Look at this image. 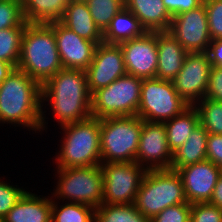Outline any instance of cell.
<instances>
[{
    "label": "cell",
    "mask_w": 222,
    "mask_h": 222,
    "mask_svg": "<svg viewBox=\"0 0 222 222\" xmlns=\"http://www.w3.org/2000/svg\"><path fill=\"white\" fill-rule=\"evenodd\" d=\"M91 95L84 70L68 68L59 70L41 86L40 134L47 129L48 120L46 121L45 109L48 105L52 111L50 115H54L52 118L57 120V125L60 127L92 116Z\"/></svg>",
    "instance_id": "1"
},
{
    "label": "cell",
    "mask_w": 222,
    "mask_h": 222,
    "mask_svg": "<svg viewBox=\"0 0 222 222\" xmlns=\"http://www.w3.org/2000/svg\"><path fill=\"white\" fill-rule=\"evenodd\" d=\"M41 85L15 68L0 85V124L40 132L42 118Z\"/></svg>",
    "instance_id": "2"
},
{
    "label": "cell",
    "mask_w": 222,
    "mask_h": 222,
    "mask_svg": "<svg viewBox=\"0 0 222 222\" xmlns=\"http://www.w3.org/2000/svg\"><path fill=\"white\" fill-rule=\"evenodd\" d=\"M16 68L24 71L41 86L63 69L54 30L48 24L26 25Z\"/></svg>",
    "instance_id": "3"
},
{
    "label": "cell",
    "mask_w": 222,
    "mask_h": 222,
    "mask_svg": "<svg viewBox=\"0 0 222 222\" xmlns=\"http://www.w3.org/2000/svg\"><path fill=\"white\" fill-rule=\"evenodd\" d=\"M61 145L54 157L56 168L88 167L101 164L100 119L85 120L60 126Z\"/></svg>",
    "instance_id": "4"
},
{
    "label": "cell",
    "mask_w": 222,
    "mask_h": 222,
    "mask_svg": "<svg viewBox=\"0 0 222 222\" xmlns=\"http://www.w3.org/2000/svg\"><path fill=\"white\" fill-rule=\"evenodd\" d=\"M181 203L188 201L176 170H147L134 202L140 213L151 220L167 207Z\"/></svg>",
    "instance_id": "5"
},
{
    "label": "cell",
    "mask_w": 222,
    "mask_h": 222,
    "mask_svg": "<svg viewBox=\"0 0 222 222\" xmlns=\"http://www.w3.org/2000/svg\"><path fill=\"white\" fill-rule=\"evenodd\" d=\"M142 126L137 115L100 119L101 163L135 162Z\"/></svg>",
    "instance_id": "6"
},
{
    "label": "cell",
    "mask_w": 222,
    "mask_h": 222,
    "mask_svg": "<svg viewBox=\"0 0 222 222\" xmlns=\"http://www.w3.org/2000/svg\"><path fill=\"white\" fill-rule=\"evenodd\" d=\"M52 197L62 203H78L98 208L103 204V171L100 165L60 168Z\"/></svg>",
    "instance_id": "7"
},
{
    "label": "cell",
    "mask_w": 222,
    "mask_h": 222,
    "mask_svg": "<svg viewBox=\"0 0 222 222\" xmlns=\"http://www.w3.org/2000/svg\"><path fill=\"white\" fill-rule=\"evenodd\" d=\"M142 79L124 75L91 95L92 117L136 116L140 104Z\"/></svg>",
    "instance_id": "8"
},
{
    "label": "cell",
    "mask_w": 222,
    "mask_h": 222,
    "mask_svg": "<svg viewBox=\"0 0 222 222\" xmlns=\"http://www.w3.org/2000/svg\"><path fill=\"white\" fill-rule=\"evenodd\" d=\"M189 105L175 90L172 81L142 79L137 116L148 122L164 123L180 114Z\"/></svg>",
    "instance_id": "9"
},
{
    "label": "cell",
    "mask_w": 222,
    "mask_h": 222,
    "mask_svg": "<svg viewBox=\"0 0 222 222\" xmlns=\"http://www.w3.org/2000/svg\"><path fill=\"white\" fill-rule=\"evenodd\" d=\"M103 204H134L147 170L137 162L101 163Z\"/></svg>",
    "instance_id": "10"
},
{
    "label": "cell",
    "mask_w": 222,
    "mask_h": 222,
    "mask_svg": "<svg viewBox=\"0 0 222 222\" xmlns=\"http://www.w3.org/2000/svg\"><path fill=\"white\" fill-rule=\"evenodd\" d=\"M211 68L207 52L186 54L182 68L172 83L189 106H194L205 98Z\"/></svg>",
    "instance_id": "11"
},
{
    "label": "cell",
    "mask_w": 222,
    "mask_h": 222,
    "mask_svg": "<svg viewBox=\"0 0 222 222\" xmlns=\"http://www.w3.org/2000/svg\"><path fill=\"white\" fill-rule=\"evenodd\" d=\"M168 31L188 53L207 52L211 38L204 3L172 17Z\"/></svg>",
    "instance_id": "12"
},
{
    "label": "cell",
    "mask_w": 222,
    "mask_h": 222,
    "mask_svg": "<svg viewBox=\"0 0 222 222\" xmlns=\"http://www.w3.org/2000/svg\"><path fill=\"white\" fill-rule=\"evenodd\" d=\"M172 158L165 124L143 120L135 162L146 170L171 169Z\"/></svg>",
    "instance_id": "13"
},
{
    "label": "cell",
    "mask_w": 222,
    "mask_h": 222,
    "mask_svg": "<svg viewBox=\"0 0 222 222\" xmlns=\"http://www.w3.org/2000/svg\"><path fill=\"white\" fill-rule=\"evenodd\" d=\"M124 57L126 73L141 79L156 78L157 32L119 43Z\"/></svg>",
    "instance_id": "14"
},
{
    "label": "cell",
    "mask_w": 222,
    "mask_h": 222,
    "mask_svg": "<svg viewBox=\"0 0 222 222\" xmlns=\"http://www.w3.org/2000/svg\"><path fill=\"white\" fill-rule=\"evenodd\" d=\"M85 72L91 94L126 75L124 57L120 45L105 42L99 43L96 46L93 60Z\"/></svg>",
    "instance_id": "15"
},
{
    "label": "cell",
    "mask_w": 222,
    "mask_h": 222,
    "mask_svg": "<svg viewBox=\"0 0 222 222\" xmlns=\"http://www.w3.org/2000/svg\"><path fill=\"white\" fill-rule=\"evenodd\" d=\"M48 25L54 30L62 67L85 71L93 60L97 44L78 36L60 21Z\"/></svg>",
    "instance_id": "16"
},
{
    "label": "cell",
    "mask_w": 222,
    "mask_h": 222,
    "mask_svg": "<svg viewBox=\"0 0 222 222\" xmlns=\"http://www.w3.org/2000/svg\"><path fill=\"white\" fill-rule=\"evenodd\" d=\"M177 172L181 176L185 196L190 204L209 202L222 175L221 168L209 160L180 167Z\"/></svg>",
    "instance_id": "17"
},
{
    "label": "cell",
    "mask_w": 222,
    "mask_h": 222,
    "mask_svg": "<svg viewBox=\"0 0 222 222\" xmlns=\"http://www.w3.org/2000/svg\"><path fill=\"white\" fill-rule=\"evenodd\" d=\"M156 78L172 81L182 68L188 53L169 31L157 32Z\"/></svg>",
    "instance_id": "18"
},
{
    "label": "cell",
    "mask_w": 222,
    "mask_h": 222,
    "mask_svg": "<svg viewBox=\"0 0 222 222\" xmlns=\"http://www.w3.org/2000/svg\"><path fill=\"white\" fill-rule=\"evenodd\" d=\"M52 196H41L26 191L2 219L3 222H51Z\"/></svg>",
    "instance_id": "19"
},
{
    "label": "cell",
    "mask_w": 222,
    "mask_h": 222,
    "mask_svg": "<svg viewBox=\"0 0 222 222\" xmlns=\"http://www.w3.org/2000/svg\"><path fill=\"white\" fill-rule=\"evenodd\" d=\"M125 7L138 19L147 32L168 31L172 16L162 0H125Z\"/></svg>",
    "instance_id": "20"
},
{
    "label": "cell",
    "mask_w": 222,
    "mask_h": 222,
    "mask_svg": "<svg viewBox=\"0 0 222 222\" xmlns=\"http://www.w3.org/2000/svg\"><path fill=\"white\" fill-rule=\"evenodd\" d=\"M60 22L83 39L97 45L104 42L103 33L96 26L86 2H69Z\"/></svg>",
    "instance_id": "21"
},
{
    "label": "cell",
    "mask_w": 222,
    "mask_h": 222,
    "mask_svg": "<svg viewBox=\"0 0 222 222\" xmlns=\"http://www.w3.org/2000/svg\"><path fill=\"white\" fill-rule=\"evenodd\" d=\"M208 132L199 123L186 142L173 152L171 169L178 170L198 162L207 160Z\"/></svg>",
    "instance_id": "22"
},
{
    "label": "cell",
    "mask_w": 222,
    "mask_h": 222,
    "mask_svg": "<svg viewBox=\"0 0 222 222\" xmlns=\"http://www.w3.org/2000/svg\"><path fill=\"white\" fill-rule=\"evenodd\" d=\"M145 32L139 19L124 7L112 18L109 27L103 33V41L108 44H119L140 37Z\"/></svg>",
    "instance_id": "23"
},
{
    "label": "cell",
    "mask_w": 222,
    "mask_h": 222,
    "mask_svg": "<svg viewBox=\"0 0 222 222\" xmlns=\"http://www.w3.org/2000/svg\"><path fill=\"white\" fill-rule=\"evenodd\" d=\"M166 137L169 149L176 151L181 147L199 124V115L195 106H188L180 114L165 121Z\"/></svg>",
    "instance_id": "24"
},
{
    "label": "cell",
    "mask_w": 222,
    "mask_h": 222,
    "mask_svg": "<svg viewBox=\"0 0 222 222\" xmlns=\"http://www.w3.org/2000/svg\"><path fill=\"white\" fill-rule=\"evenodd\" d=\"M65 4L61 0H22V13L30 24H48L60 21Z\"/></svg>",
    "instance_id": "25"
},
{
    "label": "cell",
    "mask_w": 222,
    "mask_h": 222,
    "mask_svg": "<svg viewBox=\"0 0 222 222\" xmlns=\"http://www.w3.org/2000/svg\"><path fill=\"white\" fill-rule=\"evenodd\" d=\"M95 222H150L134 204H101L95 211Z\"/></svg>",
    "instance_id": "26"
},
{
    "label": "cell",
    "mask_w": 222,
    "mask_h": 222,
    "mask_svg": "<svg viewBox=\"0 0 222 222\" xmlns=\"http://www.w3.org/2000/svg\"><path fill=\"white\" fill-rule=\"evenodd\" d=\"M95 211L86 204L66 202L60 205V201L53 198L51 222H95Z\"/></svg>",
    "instance_id": "27"
},
{
    "label": "cell",
    "mask_w": 222,
    "mask_h": 222,
    "mask_svg": "<svg viewBox=\"0 0 222 222\" xmlns=\"http://www.w3.org/2000/svg\"><path fill=\"white\" fill-rule=\"evenodd\" d=\"M28 23L24 21L19 27L0 30V60L18 65L21 53V40Z\"/></svg>",
    "instance_id": "28"
},
{
    "label": "cell",
    "mask_w": 222,
    "mask_h": 222,
    "mask_svg": "<svg viewBox=\"0 0 222 222\" xmlns=\"http://www.w3.org/2000/svg\"><path fill=\"white\" fill-rule=\"evenodd\" d=\"M86 3L102 33L109 27L112 18L125 7V0H87Z\"/></svg>",
    "instance_id": "29"
},
{
    "label": "cell",
    "mask_w": 222,
    "mask_h": 222,
    "mask_svg": "<svg viewBox=\"0 0 222 222\" xmlns=\"http://www.w3.org/2000/svg\"><path fill=\"white\" fill-rule=\"evenodd\" d=\"M194 106L208 134H222V102L204 98Z\"/></svg>",
    "instance_id": "30"
},
{
    "label": "cell",
    "mask_w": 222,
    "mask_h": 222,
    "mask_svg": "<svg viewBox=\"0 0 222 222\" xmlns=\"http://www.w3.org/2000/svg\"><path fill=\"white\" fill-rule=\"evenodd\" d=\"M24 21L22 0L0 1V30L19 27Z\"/></svg>",
    "instance_id": "31"
},
{
    "label": "cell",
    "mask_w": 222,
    "mask_h": 222,
    "mask_svg": "<svg viewBox=\"0 0 222 222\" xmlns=\"http://www.w3.org/2000/svg\"><path fill=\"white\" fill-rule=\"evenodd\" d=\"M16 186V187H15ZM13 185L0 180V219L15 206L23 194L27 191L23 187Z\"/></svg>",
    "instance_id": "32"
},
{
    "label": "cell",
    "mask_w": 222,
    "mask_h": 222,
    "mask_svg": "<svg viewBox=\"0 0 222 222\" xmlns=\"http://www.w3.org/2000/svg\"><path fill=\"white\" fill-rule=\"evenodd\" d=\"M211 40L222 39V0H204Z\"/></svg>",
    "instance_id": "33"
},
{
    "label": "cell",
    "mask_w": 222,
    "mask_h": 222,
    "mask_svg": "<svg viewBox=\"0 0 222 222\" xmlns=\"http://www.w3.org/2000/svg\"><path fill=\"white\" fill-rule=\"evenodd\" d=\"M190 222H222V209L209 202L191 204Z\"/></svg>",
    "instance_id": "34"
},
{
    "label": "cell",
    "mask_w": 222,
    "mask_h": 222,
    "mask_svg": "<svg viewBox=\"0 0 222 222\" xmlns=\"http://www.w3.org/2000/svg\"><path fill=\"white\" fill-rule=\"evenodd\" d=\"M191 204L181 203L167 207L154 216L150 222H190Z\"/></svg>",
    "instance_id": "35"
},
{
    "label": "cell",
    "mask_w": 222,
    "mask_h": 222,
    "mask_svg": "<svg viewBox=\"0 0 222 222\" xmlns=\"http://www.w3.org/2000/svg\"><path fill=\"white\" fill-rule=\"evenodd\" d=\"M205 98L222 102V68L212 66Z\"/></svg>",
    "instance_id": "36"
},
{
    "label": "cell",
    "mask_w": 222,
    "mask_h": 222,
    "mask_svg": "<svg viewBox=\"0 0 222 222\" xmlns=\"http://www.w3.org/2000/svg\"><path fill=\"white\" fill-rule=\"evenodd\" d=\"M168 13L175 17L201 6L204 0H162Z\"/></svg>",
    "instance_id": "37"
},
{
    "label": "cell",
    "mask_w": 222,
    "mask_h": 222,
    "mask_svg": "<svg viewBox=\"0 0 222 222\" xmlns=\"http://www.w3.org/2000/svg\"><path fill=\"white\" fill-rule=\"evenodd\" d=\"M207 160L222 168V134H208Z\"/></svg>",
    "instance_id": "38"
},
{
    "label": "cell",
    "mask_w": 222,
    "mask_h": 222,
    "mask_svg": "<svg viewBox=\"0 0 222 222\" xmlns=\"http://www.w3.org/2000/svg\"><path fill=\"white\" fill-rule=\"evenodd\" d=\"M207 54L212 66L222 68V39L211 40Z\"/></svg>",
    "instance_id": "39"
},
{
    "label": "cell",
    "mask_w": 222,
    "mask_h": 222,
    "mask_svg": "<svg viewBox=\"0 0 222 222\" xmlns=\"http://www.w3.org/2000/svg\"><path fill=\"white\" fill-rule=\"evenodd\" d=\"M212 205H215L222 209V175L218 179V182L216 183V186L214 188L212 197L209 201Z\"/></svg>",
    "instance_id": "40"
},
{
    "label": "cell",
    "mask_w": 222,
    "mask_h": 222,
    "mask_svg": "<svg viewBox=\"0 0 222 222\" xmlns=\"http://www.w3.org/2000/svg\"><path fill=\"white\" fill-rule=\"evenodd\" d=\"M14 69L15 67L12 64L0 60V85L11 74Z\"/></svg>",
    "instance_id": "41"
},
{
    "label": "cell",
    "mask_w": 222,
    "mask_h": 222,
    "mask_svg": "<svg viewBox=\"0 0 222 222\" xmlns=\"http://www.w3.org/2000/svg\"><path fill=\"white\" fill-rule=\"evenodd\" d=\"M65 5H67L71 0H61Z\"/></svg>",
    "instance_id": "42"
},
{
    "label": "cell",
    "mask_w": 222,
    "mask_h": 222,
    "mask_svg": "<svg viewBox=\"0 0 222 222\" xmlns=\"http://www.w3.org/2000/svg\"><path fill=\"white\" fill-rule=\"evenodd\" d=\"M71 1H75V2H86L87 0H71Z\"/></svg>",
    "instance_id": "43"
}]
</instances>
